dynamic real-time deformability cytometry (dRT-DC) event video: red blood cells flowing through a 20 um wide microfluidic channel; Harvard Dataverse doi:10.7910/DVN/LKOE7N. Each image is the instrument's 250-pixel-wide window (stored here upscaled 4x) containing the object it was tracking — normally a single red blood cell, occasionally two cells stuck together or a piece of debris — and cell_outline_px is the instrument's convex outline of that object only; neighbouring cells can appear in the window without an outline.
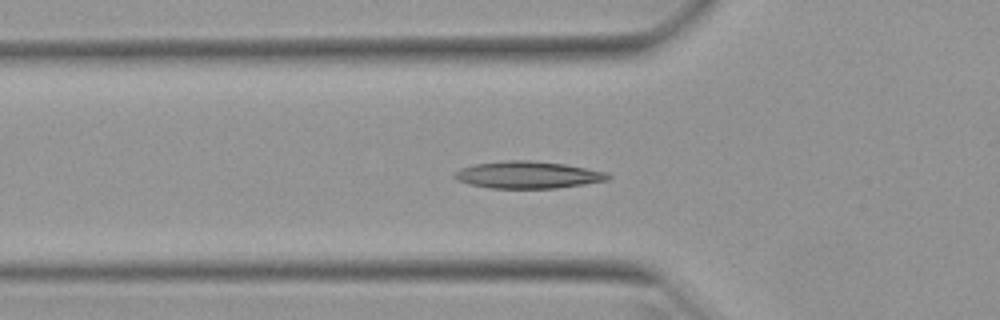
{"species": "Egyptian fruit bat (a non-hibernating species)", "species_latin": "Rousettus aegyptiacus", "temperature_condition": "warm", "stored_images_in_passage": 53, "camera_frame_rate_fps": 3000, "um_per_image_px": 0.085, "animal": {"sex": "female"}, "frame": {"image": 1, "passage_image": 18, "time_ms": 5.667, "image_size_px": [1000, 320], "cell_outline_px": [[612, 176], [608, 180], [584, 184], [556, 188], [492, 188], [468, 184], [456, 180], [452, 176], [460, 168], [472, 164], [508, 160], [528, 160], [564, 164], [608, 172]], "centroid_in_image_um": [44.85, 14.86], "position_along_channel_um": 80.9, "area_um2": 24.28}}
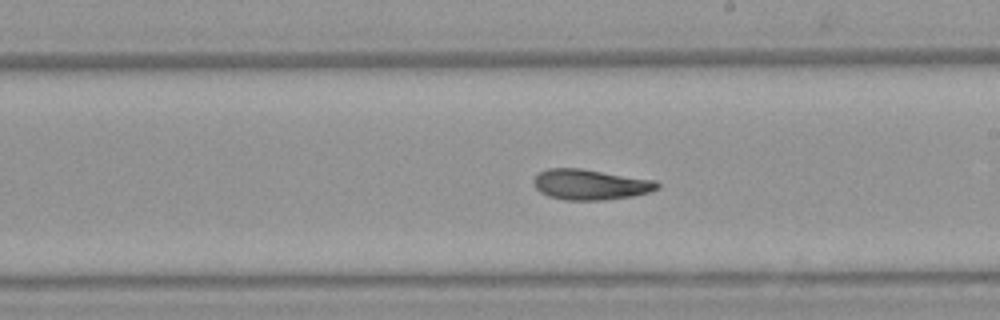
{"frame": {"image": 2, "passage_image": 30, "time_ms": 9.667, "image_size_px": [1000, 320], "cell_outline_px": [[660, 188], [648, 192], [632, 196], [604, 200], [564, 200], [548, 196], [540, 192], [532, 184], [532, 180], [540, 172], [548, 168], [580, 168], [656, 180], [660, 184]], "centroid_in_image_um": [50.17, 15.68], "position_along_channel_um": 238.8, "area_um2": 22.08}}
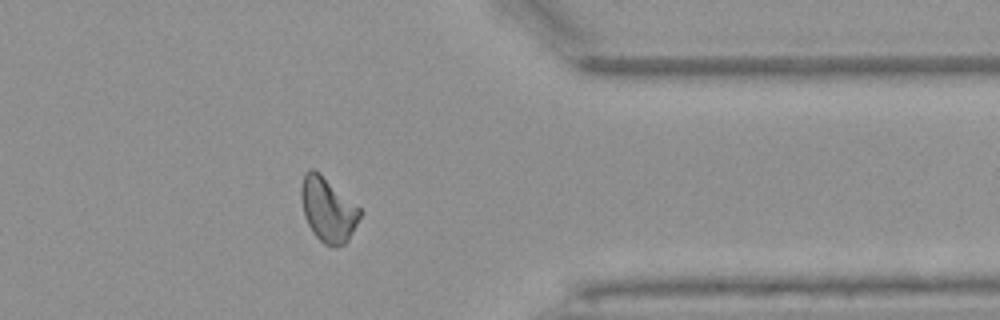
{"frame": {"image": 3, "passage_image": 42, "time_ms": 13.667, "image_size_px": [1000, 320], "cell_outline_px": [[360, 216], [348, 240], [344, 244], [336, 248], [332, 248], [324, 244], [312, 232], [304, 216], [300, 196], [300, 188], [304, 172], [312, 168], [320, 172], [360, 208]], "centroid_in_image_um": [27.84, 17.81], "position_along_channel_um": 383.6, "area_um2": 22.14}, "authors_computed_cell_mechanics": {"area_um2": 21.964, "velocity_mm_per_s": 3.9449, "shape_relaxation_time_tau1_ms": 3.8795, "shape_relaxation_time_tau2_ms": 2.7557, "deformation_change_tau1": 0.1483, "deformation_change_tau2": 0.097}}